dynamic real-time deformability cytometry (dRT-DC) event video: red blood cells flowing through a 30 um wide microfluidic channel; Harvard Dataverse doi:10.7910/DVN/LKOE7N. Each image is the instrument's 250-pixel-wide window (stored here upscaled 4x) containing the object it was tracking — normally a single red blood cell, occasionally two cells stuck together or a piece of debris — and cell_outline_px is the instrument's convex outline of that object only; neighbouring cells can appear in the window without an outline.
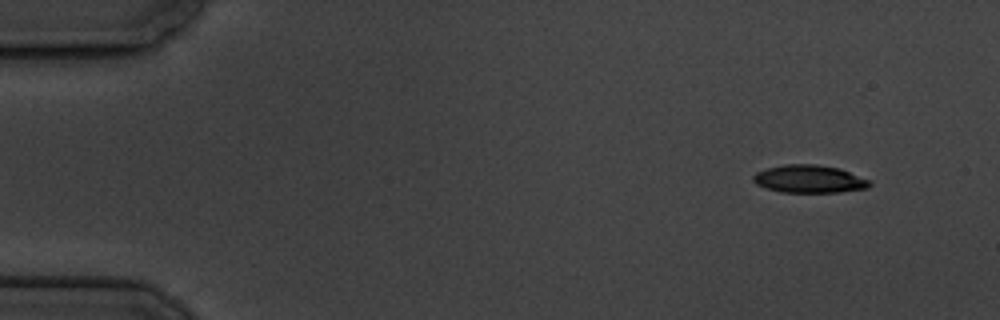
{"species": "common noctule bat (a hibernating species)", "species_latin": "Nyctalus noctula", "temperature_condition": "cold", "stored_images_in_passage": 7, "camera_frame_rate_fps": 3000, "um_per_image_px": 0.085, "animal": {"sex": "male", "body_mass_g": 19.5, "forearm_length_mm": 54.6}, "frame": {"image": 1, "passage_image": 1, "time_ms": 0.0, "image_size_px": [1000, 320], "cell_outline_px": [[872, 184], [868, 188], [840, 192], [780, 192], [756, 184], [752, 180], [752, 176], [756, 172], [768, 168], [784, 164], [816, 164], [840, 168], [872, 180]], "centroid_in_image_um": [68.83, 15.21], "position_along_channel_um": 16.2, "area_um2": 19.02}}
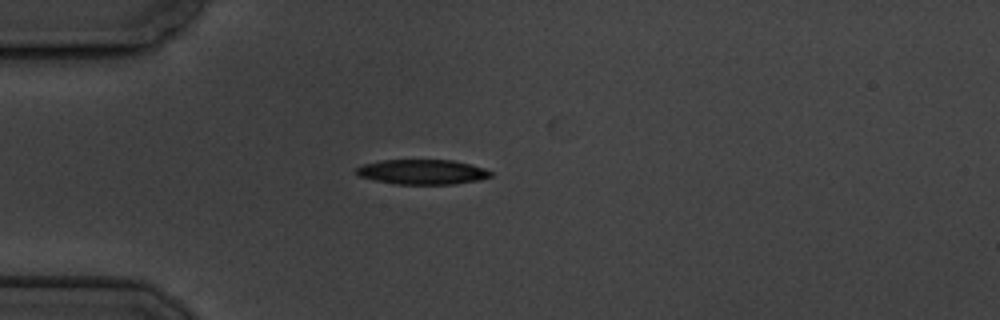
{"frame": {"image": 2, "passage_image": 4, "time_ms": 3.667, "image_size_px": [1000, 320], "cell_outline_px": [[492, 176], [480, 180], [452, 184], [396, 184], [376, 180], [360, 176], [356, 172], [356, 168], [364, 164], [380, 160], [452, 160], [484, 168], [492, 172]], "centroid_in_image_um": [35.91, 14.61], "position_along_channel_um": 49.1, "area_um2": 19.31}}
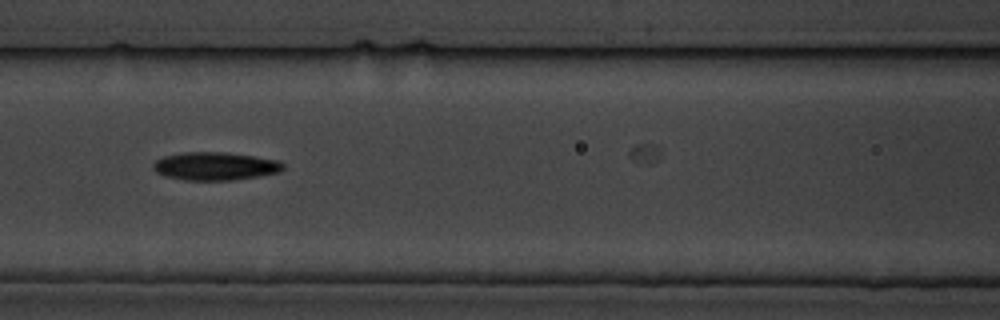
{"frame": {"image": 3, "passage_image": 7, "time_ms": 7.0, "image_size_px": [1000, 320], "cell_outline_px": [[284, 168], [280, 172], [232, 180], [184, 180], [164, 176], [156, 172], [152, 168], [152, 164], [156, 160], [164, 156], [180, 152], [228, 152], [276, 160], [284, 164]], "centroid_in_image_um": [18.23, 14.12], "position_along_channel_um": 148.4, "area_um2": 21.27}}